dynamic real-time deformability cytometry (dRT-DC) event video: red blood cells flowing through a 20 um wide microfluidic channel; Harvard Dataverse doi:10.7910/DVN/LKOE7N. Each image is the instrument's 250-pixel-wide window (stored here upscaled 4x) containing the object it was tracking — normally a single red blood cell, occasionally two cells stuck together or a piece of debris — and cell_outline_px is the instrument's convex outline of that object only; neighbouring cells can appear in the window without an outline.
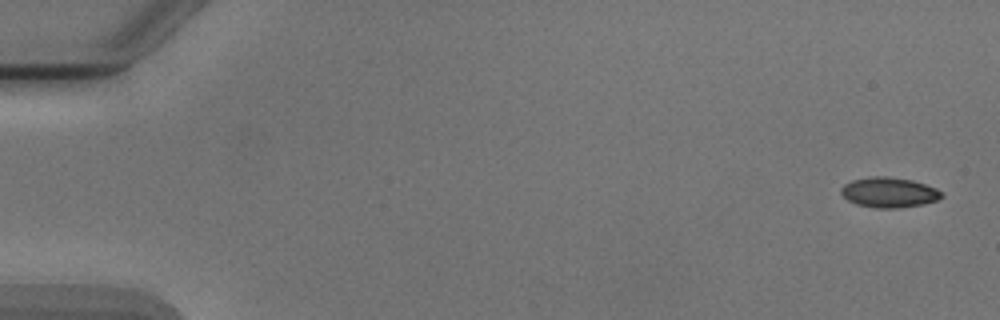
{"species": "Egyptian fruit bat (a non-hibernating species)", "species_latin": "Rousettus aegyptiacus", "temperature_condition": "cold", "stored_images_in_passage": 5, "camera_frame_rate_fps": 3000, "um_per_image_px": 0.085, "animal": {"sex": "male"}, "frame": {"image": 1, "passage_image": 1, "time_ms": 0.0, "image_size_px": [1000, 320], "cell_outline_px": [[944, 196], [936, 200], [920, 204], [896, 208], [876, 208], [856, 204], [848, 200], [840, 192], [840, 188], [844, 184], [852, 180], [868, 176], [888, 176], [912, 180], [936, 188], [944, 192]], "centroid_in_image_um": [75.55, 16.34], "position_along_channel_um": 9.5, "area_um2": 17.69}}
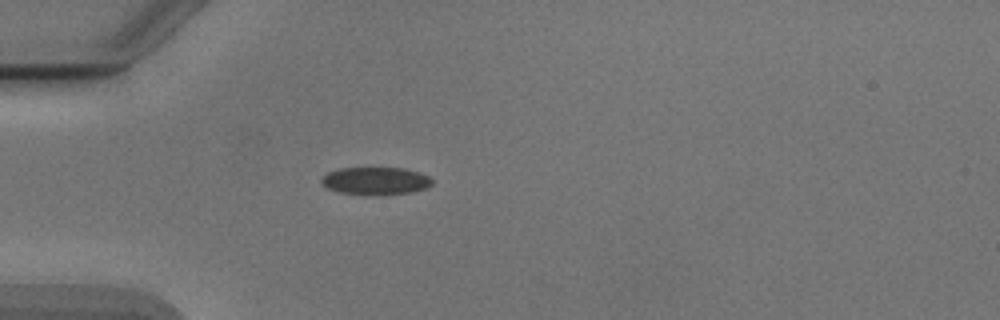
{"frame": {"image": 2, "passage_image": 5, "time_ms": 4.667, "image_size_px": [1000, 320], "cell_outline_px": [[432, 184], [424, 188], [412, 192], [380, 196], [372, 196], [340, 192], [328, 188], [320, 184], [320, 180], [328, 172], [340, 168], [404, 168], [428, 176], [432, 180]], "centroid_in_image_um": [31.89, 15.39], "position_along_channel_um": 53.1, "area_um2": 17.92}}